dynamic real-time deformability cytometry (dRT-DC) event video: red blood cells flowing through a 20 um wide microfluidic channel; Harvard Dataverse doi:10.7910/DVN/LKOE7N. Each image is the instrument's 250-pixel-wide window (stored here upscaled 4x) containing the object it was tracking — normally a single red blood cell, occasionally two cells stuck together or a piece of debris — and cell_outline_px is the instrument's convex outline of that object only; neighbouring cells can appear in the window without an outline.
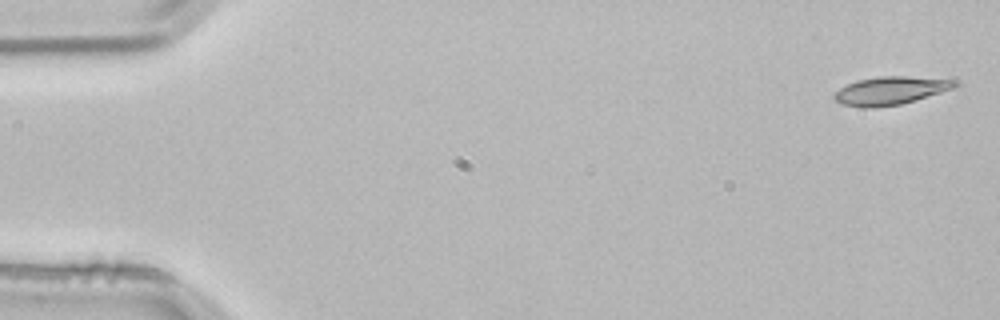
{"species": "common noctule bat (a hibernating species)", "species_latin": "Nyctalus noctula", "temperature_condition": "room temperature", "stored_images_in_passage": 4, "camera_frame_rate_fps": 3000, "um_per_image_px": 0.085, "animal": {"sex": "male", "body_mass_g": 21.5, "forearm_length_mm": 52.0}, "frame": {"image": 1, "passage_image": 1, "time_ms": 0.0, "image_size_px": [1000, 320], "cell_outline_px": [[960, 84], [952, 88], [916, 100], [900, 104], [872, 108], [864, 108], [844, 104], [836, 100], [832, 96], [840, 88], [856, 80], [880, 76], [956, 76]], "centroid_in_image_um": [75.85, 7.65], "position_along_channel_um": 9.2, "area_um2": 20.35}}
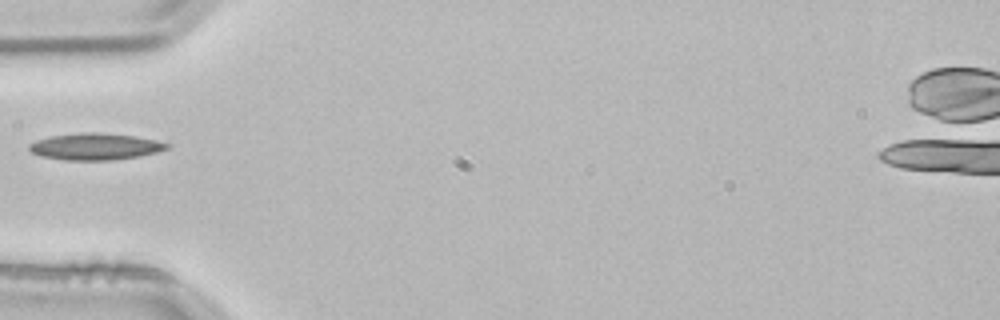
{"frame": {"image": 2, "passage_image": 4, "time_ms": 1.0, "image_size_px": [1000, 320], "cell_outline_px": [[172, 144], [168, 148], [156, 152], [136, 156], [112, 160], [64, 160], [40, 156], [32, 152], [28, 148], [28, 144], [36, 140], [52, 136], [80, 132], [96, 132], [136, 136], [156, 140]], "centroid_in_image_um": [8.08, 12.45], "position_along_channel_um": 76.9, "area_um2": 21.39}}